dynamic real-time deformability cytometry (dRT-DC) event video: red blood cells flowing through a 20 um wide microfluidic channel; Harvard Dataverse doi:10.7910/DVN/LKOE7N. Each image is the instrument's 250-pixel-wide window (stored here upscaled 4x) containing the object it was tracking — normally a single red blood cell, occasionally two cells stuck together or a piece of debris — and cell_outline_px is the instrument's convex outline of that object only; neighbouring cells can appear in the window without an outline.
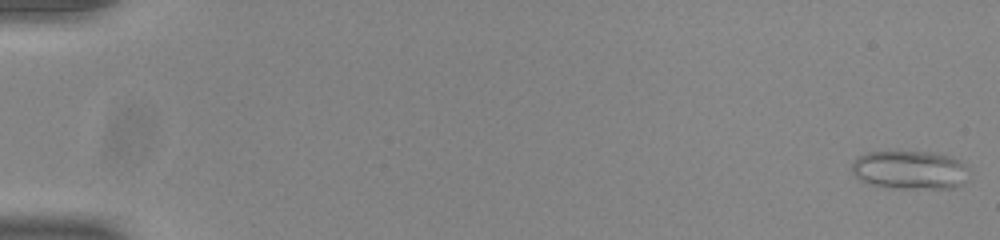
{"species": "common noctule bat (a hibernating species)", "species_latin": "Nyctalus noctula", "temperature_condition": "room temperature", "stored_images_in_passage": 53, "camera_frame_rate_fps": 3000, "um_per_image_px": 0.085, "animal": {"sex": "male", "body_mass_g": 20.0, "forearm_length_mm": 53.3}, "frame": {"image": 1, "passage_image": 1, "time_ms": 0.0, "image_size_px": [1000, 240], "cell_outline_px": [[968, 180], [952, 188], [892, 188], [868, 184], [860, 180], [852, 172], [852, 160], [856, 156], [868, 152], [932, 152], [948, 156], [964, 164], [968, 168]], "centroid_in_image_um": [77.3, 14.45], "position_along_channel_um": 7.7, "area_um2": 26.41}}
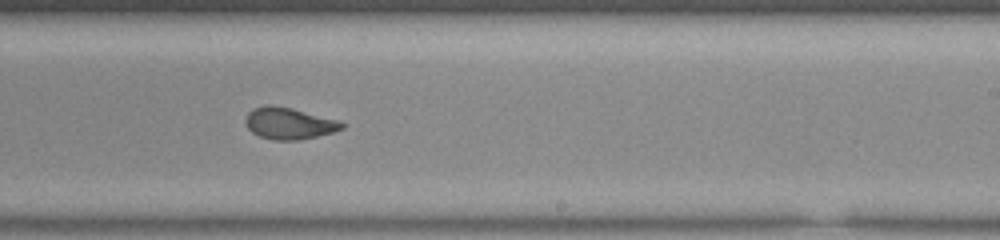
{"frame": {"image": 2, "passage_image": 34, "time_ms": 11.0, "image_size_px": [1000, 240], "cell_outline_px": [[344, 128], [332, 132], [316, 136], [296, 140], [272, 140], [260, 136], [252, 132], [248, 128], [244, 120], [248, 112], [252, 108], [264, 104], [272, 104], [292, 108], [340, 120], [344, 124]], "centroid_in_image_um": [24.54, 10.46], "position_along_channel_um": 264.5, "area_um2": 17.92}}
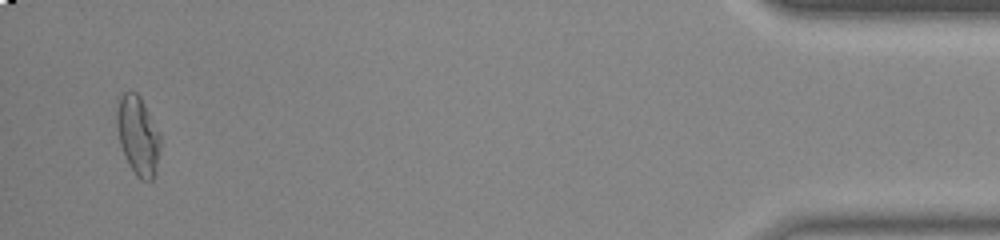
{"frame": {"image": 3, "passage_image": 52, "time_ms": 17.0, "image_size_px": [1000, 240], "cell_outline_px": [[160, 148], [156, 172], [152, 180], [140, 180], [136, 176], [124, 156], [120, 144], [116, 128], [116, 96], [120, 92], [128, 88], [136, 92], [140, 96], [160, 132]], "centroid_in_image_um": [11.69, 11.43], "position_along_channel_um": 423.5, "area_um2": 20.81}, "authors_computed_cell_mechanics": {"area_um2": 19.1318, "velocity_mm_per_s": 3.8939, "shape_relaxation_time_tau1_ms": null, "shape_relaxation_time_tau2_ms": 1.1933, "deformation_change_tau1": null, "deformation_change_tau2": 0.0749}}